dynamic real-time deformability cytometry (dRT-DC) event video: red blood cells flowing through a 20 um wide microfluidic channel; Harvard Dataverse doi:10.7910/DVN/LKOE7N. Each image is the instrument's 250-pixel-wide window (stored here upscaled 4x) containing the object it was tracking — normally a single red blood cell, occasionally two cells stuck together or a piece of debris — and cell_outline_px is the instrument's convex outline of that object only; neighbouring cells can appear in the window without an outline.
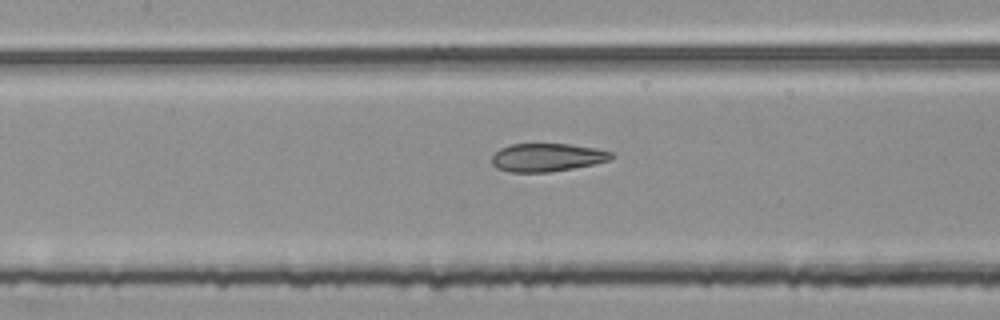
{"species": "common noctule bat (a hibernating species)", "species_latin": "Nyctalus noctula", "temperature_condition": "room temperature", "stored_images_in_passage": 37, "camera_frame_rate_fps": 3000, "um_per_image_px": 0.085, "animal": {"sex": "female", "body_mass_g": 25.1}, "frame": {"image": 1, "passage_image": 18, "time_ms": 5.667, "image_size_px": [1000, 320], "cell_outline_px": [[616, 156], [608, 160], [592, 164], [572, 168], [548, 172], [508, 172], [496, 168], [492, 164], [492, 156], [500, 148], [512, 144], [568, 144], [596, 148], [612, 152]], "centroid_in_image_um": [46.48, 13.38], "position_along_channel_um": 160.9, "area_um2": 19.54}}
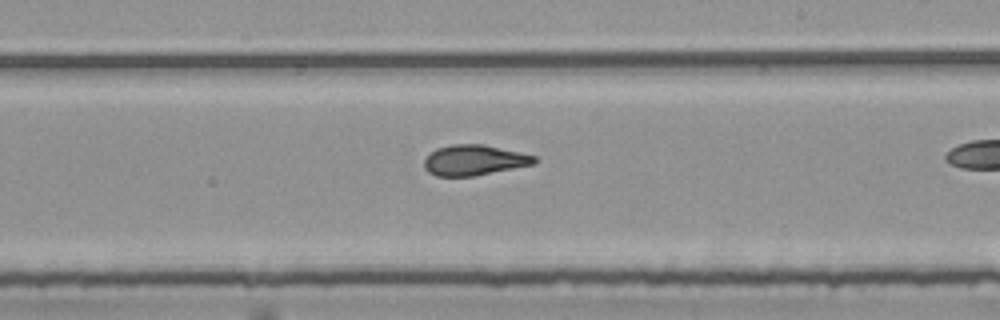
{"frame": {"image": 2, "passage_image": 25, "time_ms": 8.0, "image_size_px": [1000, 320], "cell_outline_px": [[536, 160], [532, 164], [472, 176], [436, 176], [428, 172], [424, 168], [424, 160], [436, 148], [452, 144], [484, 144], [536, 156]], "centroid_in_image_um": [40.25, 13.6], "position_along_channel_um": 248.7, "area_um2": 19.25}}
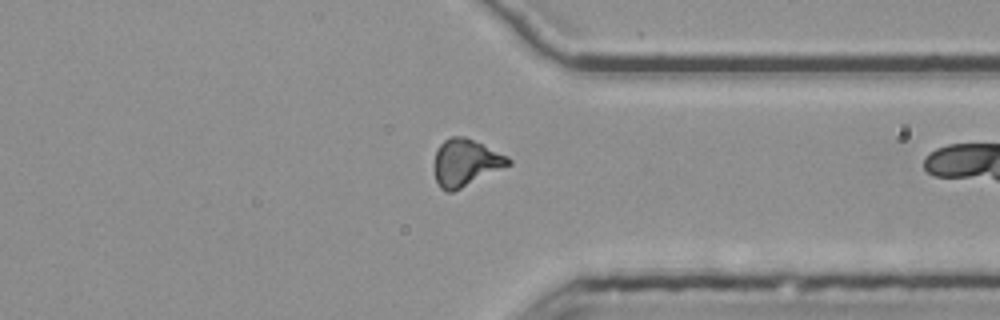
{"frame": {"image": 3, "passage_image": 35, "time_ms": 11.333, "image_size_px": [1000, 320], "cell_outline_px": [[512, 164], [452, 192], [444, 192], [440, 188], [436, 180], [436, 152], [440, 144], [444, 140], [452, 136], [464, 136], [508, 156], [512, 160]], "centroid_in_image_um": [39.6, 13.83], "position_along_channel_um": 371.8, "area_um2": 19.94}}